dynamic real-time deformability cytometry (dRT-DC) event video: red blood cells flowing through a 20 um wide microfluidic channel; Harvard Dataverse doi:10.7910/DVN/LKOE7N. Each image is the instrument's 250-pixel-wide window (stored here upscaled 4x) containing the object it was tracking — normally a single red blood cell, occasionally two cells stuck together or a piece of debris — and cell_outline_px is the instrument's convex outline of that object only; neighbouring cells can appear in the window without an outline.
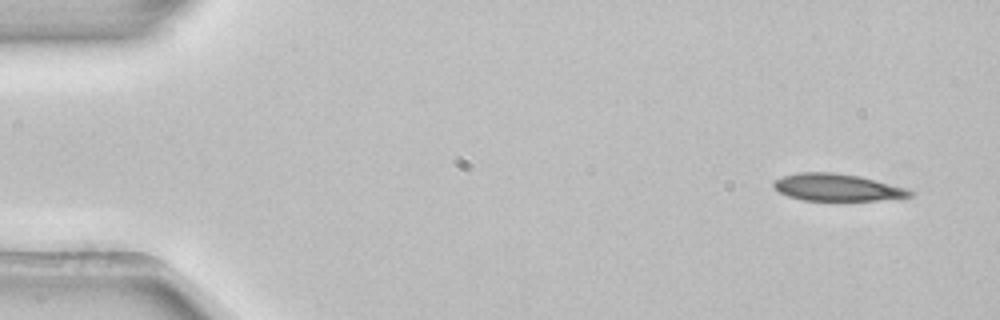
{"species": "common noctule bat (a hibernating species)", "species_latin": "Nyctalus noctula", "temperature_condition": "room temperature", "stored_images_in_passage": 4, "camera_frame_rate_fps": 3000, "um_per_image_px": 0.085, "animal": {"sex": "female", "body_mass_g": 22.7, "forearm_length_mm": 54.2}, "frame": {"image": 1, "passage_image": 1, "time_ms": 0.0, "image_size_px": [1000, 320], "cell_outline_px": [[916, 192], [912, 196], [876, 200], [804, 200], [788, 196], [780, 192], [772, 184], [772, 180], [784, 176], [800, 172], [832, 172], [860, 176], [904, 188]], "centroid_in_image_um": [71.12, 15.92], "position_along_channel_um": 13.9, "area_um2": 21.27}}
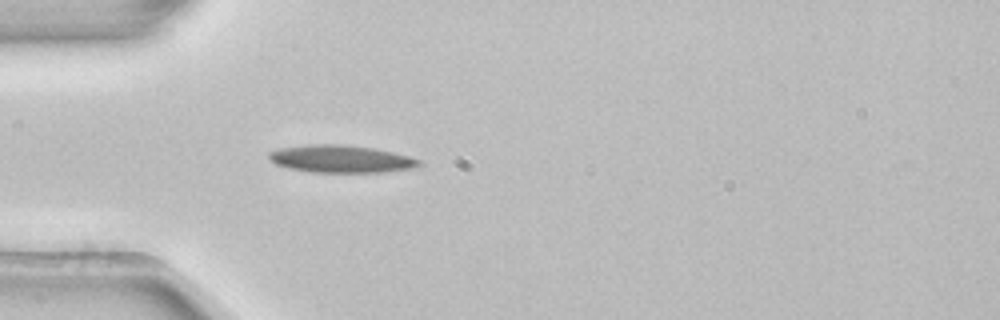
{"frame": {"image": 2, "passage_image": 4, "time_ms": 1.0, "image_size_px": [1000, 320], "cell_outline_px": [[424, 164], [416, 168], [384, 172], [312, 172], [288, 168], [276, 164], [268, 156], [268, 152], [280, 148], [308, 144], [340, 144], [372, 148], [392, 152], [424, 160]], "centroid_in_image_um": [29.04, 13.51], "position_along_channel_um": 56.0, "area_um2": 24.16}}